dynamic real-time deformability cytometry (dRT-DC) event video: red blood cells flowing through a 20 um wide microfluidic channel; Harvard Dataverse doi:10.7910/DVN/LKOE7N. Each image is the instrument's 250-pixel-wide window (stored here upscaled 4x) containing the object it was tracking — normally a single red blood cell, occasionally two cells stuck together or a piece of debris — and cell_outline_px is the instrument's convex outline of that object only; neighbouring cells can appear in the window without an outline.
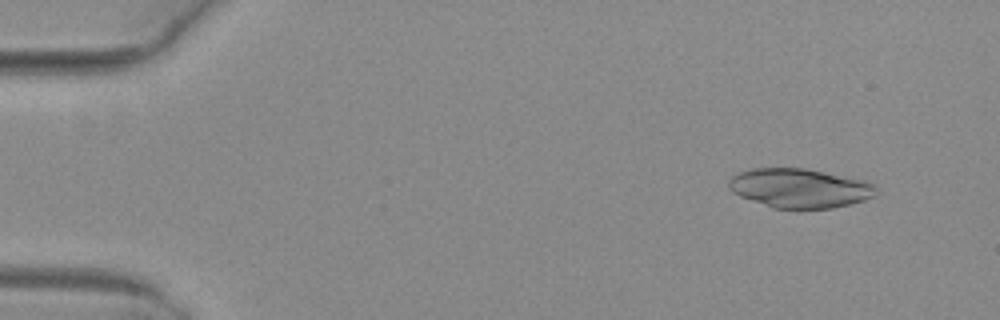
{"species": "common noctule bat (a hibernating species)", "species_latin": "Nyctalus noctula", "temperature_condition": "warm", "stored_images_in_passage": 51, "camera_frame_rate_fps": 3000, "um_per_image_px": 0.085, "animal": {"sex": "female", "body_mass_g": 29.2, "forearm_length_mm": 56.3}, "frame": {"image": 1, "passage_image": 5, "time_ms": 1.333, "image_size_px": [1000, 320], "cell_outline_px": [[880, 192], [864, 200], [832, 208], [772, 208], [740, 196], [732, 192], [728, 188], [728, 180], [732, 176], [740, 172], [752, 168], [804, 168], [864, 180], [872, 184]], "centroid_in_image_um": [67.94, 15.99], "position_along_channel_um": 17.1, "area_um2": 33.52}}
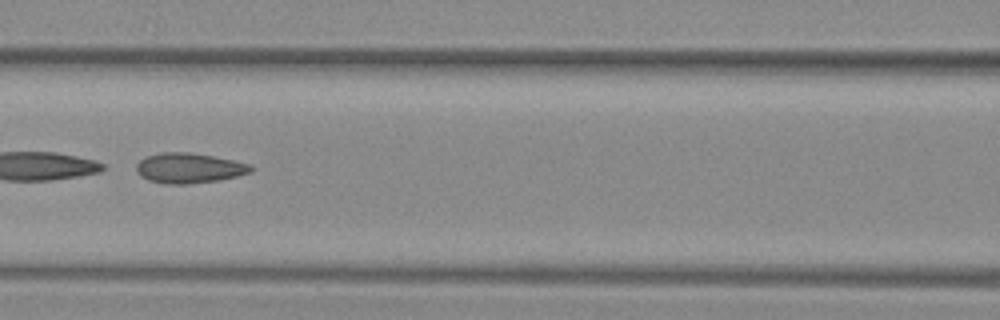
{"frame": {"image": 2, "passage_image": 24, "time_ms": 7.667, "image_size_px": [1000, 320], "cell_outline_px": [[256, 168], [252, 172], [236, 176], [216, 180], [188, 184], [164, 184], [148, 180], [140, 176], [136, 172], [136, 164], [140, 160], [148, 156], [160, 152], [188, 152], [212, 156], [232, 160], [248, 164]], "centroid_in_image_um": [16.04, 14.29], "position_along_channel_um": 150.6, "area_um2": 20.06}}
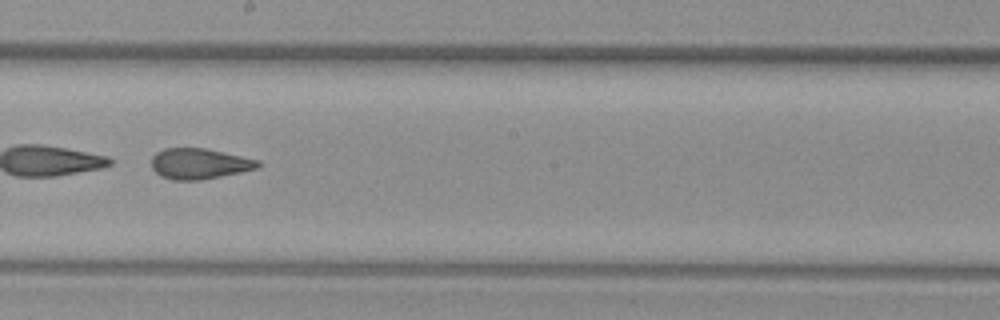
{"frame": {"image": 3, "passage_image": 30, "time_ms": 9.667, "image_size_px": [1000, 320], "cell_outline_px": [[260, 164], [256, 168], [240, 172], [200, 180], [172, 180], [160, 176], [152, 168], [152, 156], [156, 152], [164, 148], [204, 148], [260, 160]], "centroid_in_image_um": [16.9, 13.91], "position_along_channel_um": 231.3, "area_um2": 18.9}}